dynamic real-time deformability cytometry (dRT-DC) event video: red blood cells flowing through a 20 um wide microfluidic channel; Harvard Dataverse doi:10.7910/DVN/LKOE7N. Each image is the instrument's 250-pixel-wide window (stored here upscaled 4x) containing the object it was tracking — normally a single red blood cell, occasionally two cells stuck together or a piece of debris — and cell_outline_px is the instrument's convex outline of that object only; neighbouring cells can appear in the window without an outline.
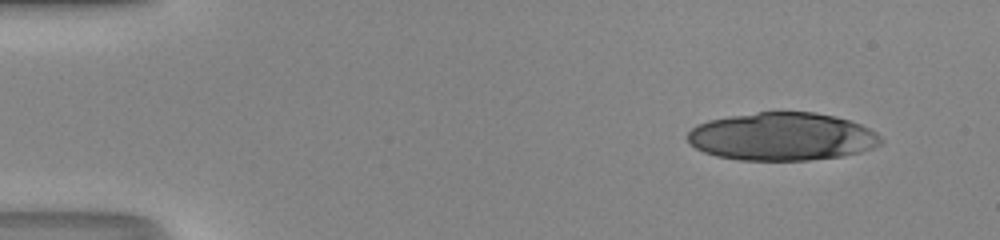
{"species": "human", "species_latin": "Homo sapiens", "temperature_condition": "room temperature", "stored_images_in_passage": 17, "camera_frame_rate_fps": 3000, "um_per_image_px": 0.085, "donor": {"sex": "male"}, "frame": {"image": 1, "passage_image": 1, "time_ms": 0.0, "image_size_px": [1000, 240], "cell_outline_px": [[884, 140], [880, 144], [872, 148], [860, 152], [840, 156], [808, 160], [740, 160], [716, 156], [704, 152], [696, 148], [688, 140], [688, 132], [696, 124], [708, 120], [756, 112], [816, 112], [836, 116], [860, 124], [876, 132]], "centroid_in_image_um": [66.48, 11.61], "position_along_channel_um": 18.5, "area_um2": 53.99}}